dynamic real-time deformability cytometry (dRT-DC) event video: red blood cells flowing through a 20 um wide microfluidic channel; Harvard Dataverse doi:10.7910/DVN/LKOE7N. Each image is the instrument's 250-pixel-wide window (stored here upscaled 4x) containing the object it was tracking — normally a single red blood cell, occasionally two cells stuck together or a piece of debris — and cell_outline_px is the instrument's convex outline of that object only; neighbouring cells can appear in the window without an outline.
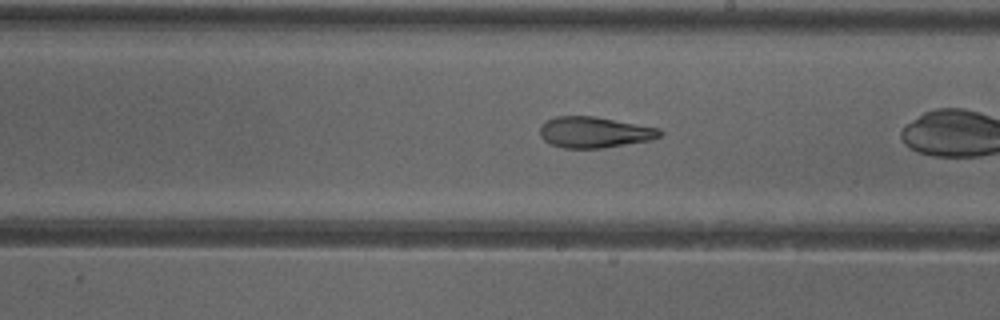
{"species": "common noctule bat (a hibernating species)", "species_latin": "Nyctalus noctula", "temperature_condition": "cold", "stored_images_in_passage": 38, "camera_frame_rate_fps": 3000, "um_per_image_px": 0.085, "animal": {"sex": "female"}, "frame": {"image": 1, "passage_image": 27, "time_ms": 8.667, "image_size_px": [1000, 320], "cell_outline_px": [[664, 132], [660, 136], [652, 140], [604, 148], [564, 148], [552, 144], [544, 140], [540, 136], [540, 124], [556, 116], [596, 116], [660, 128]], "centroid_in_image_um": [50.55, 11.24], "position_along_channel_um": 238.4, "area_um2": 21.85}}
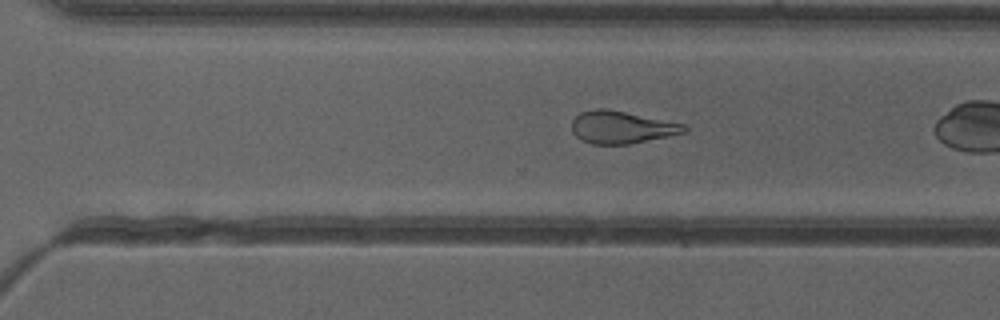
{"frame": {"image": 2, "passage_image": 33, "time_ms": 10.667, "image_size_px": [1000, 320], "cell_outline_px": [[688, 128], [684, 132], [668, 136], [628, 144], [592, 144], [580, 140], [572, 132], [572, 120], [580, 112], [596, 108], [604, 108], [688, 124]], "centroid_in_image_um": [52.82, 10.81], "position_along_channel_um": 317.8, "area_um2": 21.27}}